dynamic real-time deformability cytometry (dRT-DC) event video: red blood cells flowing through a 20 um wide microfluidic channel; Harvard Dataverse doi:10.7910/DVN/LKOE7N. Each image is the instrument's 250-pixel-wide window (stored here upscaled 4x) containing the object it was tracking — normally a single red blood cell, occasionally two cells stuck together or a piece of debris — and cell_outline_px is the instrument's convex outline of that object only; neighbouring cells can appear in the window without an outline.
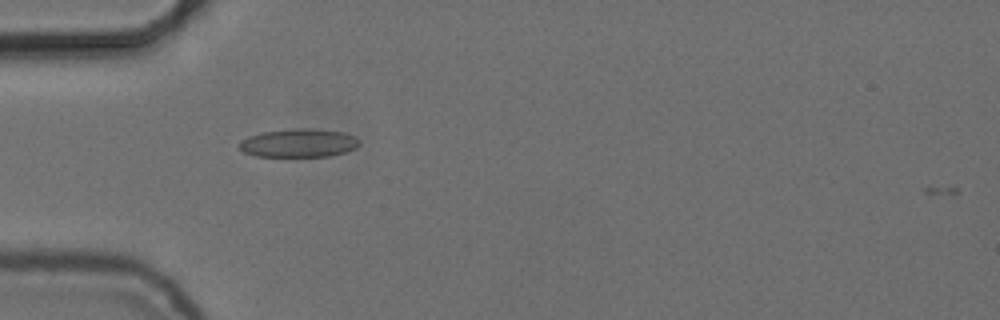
{"species": "common noctule bat (a hibernating species)", "species_latin": "Nyctalus noctula", "temperature_condition": "cold", "stored_images_in_passage": 39, "camera_frame_rate_fps": 3000, "um_per_image_px": 0.085, "animal": {"sex": "female", "body_mass_g": 24.6, "forearm_length_mm": 56.2}, "frame": {"image": 1, "passage_image": 1, "time_ms": 0.0, "image_size_px": [1000, 320], "cell_outline_px": [[360, 144], [356, 148], [344, 152], [328, 156], [256, 156], [244, 152], [236, 144], [248, 136], [260, 132], [292, 128], [316, 128], [344, 132], [356, 136], [360, 140]], "centroid_in_image_um": [25.4, 12.13], "position_along_channel_um": 59.6, "area_um2": 20.17}}
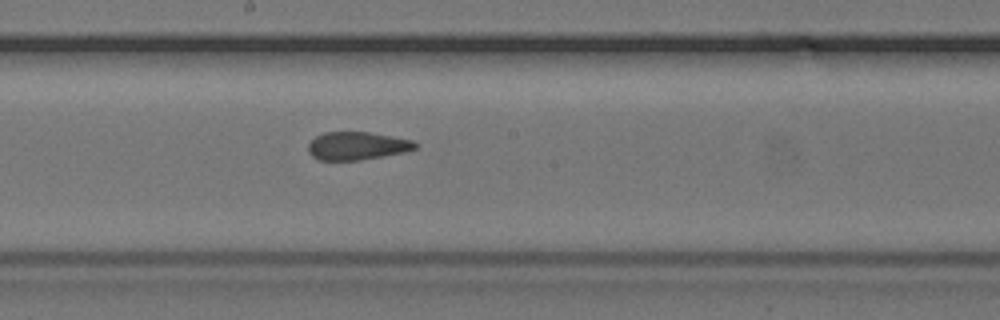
{"frame": {"image": 2, "passage_image": 14, "time_ms": 4.333, "image_size_px": [1000, 320], "cell_outline_px": [[420, 144], [416, 148], [404, 152], [360, 160], [320, 160], [312, 156], [308, 152], [308, 144], [316, 136], [324, 132], [368, 132], [392, 136], [412, 140]], "centroid_in_image_um": [30.35, 12.39], "position_along_channel_um": 217.8, "area_um2": 17.46}}
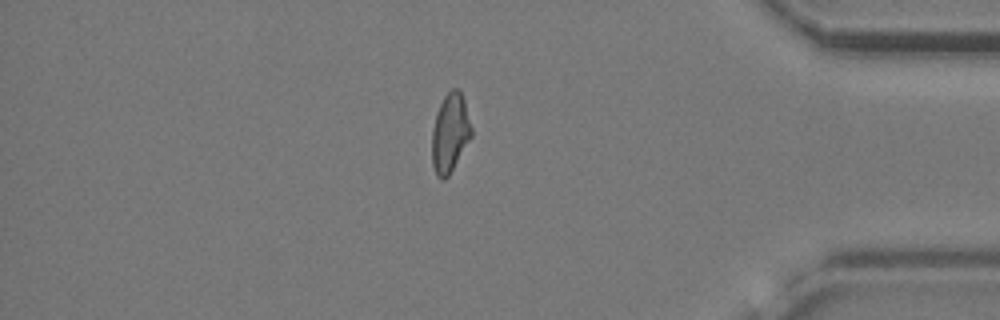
{"frame": {"image": 3, "passage_image": 31, "time_ms": 10.0, "image_size_px": [1000, 320], "cell_outline_px": [[472, 136], [448, 176], [444, 180], [440, 180], [436, 176], [432, 164], [432, 128], [436, 112], [444, 96], [452, 88], [456, 88], [460, 92], [464, 100], [472, 128]], "centroid_in_image_um": [38.24, 11.32], "position_along_channel_um": 397.0, "area_um2": 18.15}, "authors_computed_cell_mechanics": {"area_um2": 18.3226, "velocity_mm_per_s": 3.7134, "shape_relaxation_time_tau1_ms": null, "shape_relaxation_time_tau2_ms": 2.0451, "deformation_change_tau1": null, "deformation_change_tau2": 0.0731}}